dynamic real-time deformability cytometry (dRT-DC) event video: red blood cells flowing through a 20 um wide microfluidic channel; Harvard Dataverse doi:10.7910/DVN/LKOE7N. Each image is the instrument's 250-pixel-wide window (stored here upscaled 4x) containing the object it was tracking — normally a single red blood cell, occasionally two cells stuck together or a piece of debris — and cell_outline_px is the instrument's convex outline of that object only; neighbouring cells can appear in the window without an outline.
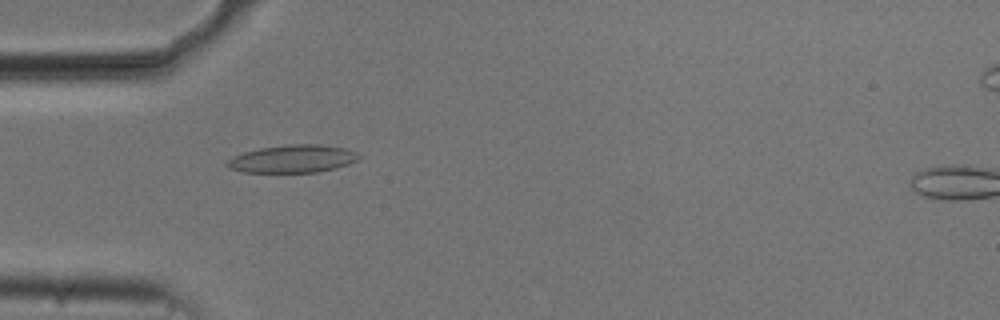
{"species": "common noctule bat (a hibernating species)", "species_latin": "Nyctalus noctula", "temperature_condition": "cold", "stored_images_in_passage": 48, "camera_frame_rate_fps": 3000, "um_per_image_px": 0.085, "animal": {"sex": "male", "body_mass_g": 20.5, "forearm_length_mm": 52.5}, "frame": {"image": 1, "passage_image": 10, "time_ms": 3.0, "image_size_px": [1000, 320], "cell_outline_px": [[360, 160], [336, 168], [316, 172], [244, 172], [228, 168], [224, 164], [232, 156], [244, 152], [260, 148], [288, 144], [320, 144], [344, 148], [356, 152], [360, 156]], "centroid_in_image_um": [24.87, 13.5], "position_along_channel_um": 60.1, "area_um2": 21.39}}
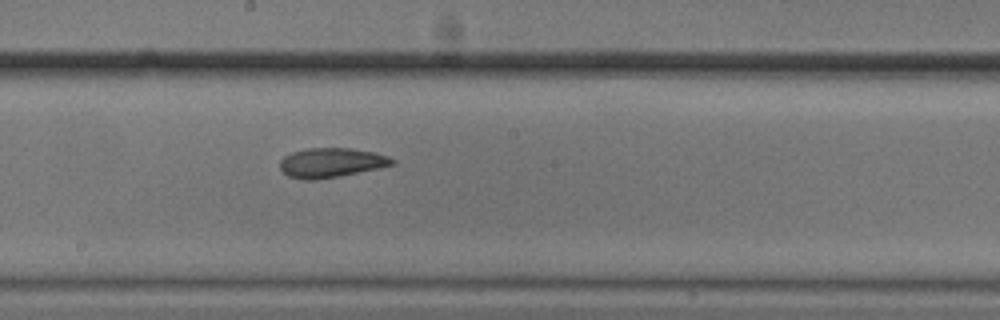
{"frame": {"image": 2, "passage_image": 23, "time_ms": 7.333, "image_size_px": [1000, 320], "cell_outline_px": [[396, 164], [340, 176], [316, 180], [304, 180], [288, 176], [280, 168], [280, 160], [284, 156], [292, 152], [308, 148], [352, 148], [376, 152], [388, 156], [396, 160]], "centroid_in_image_um": [28.17, 13.82], "position_along_channel_um": 220.0, "area_um2": 19.42}}
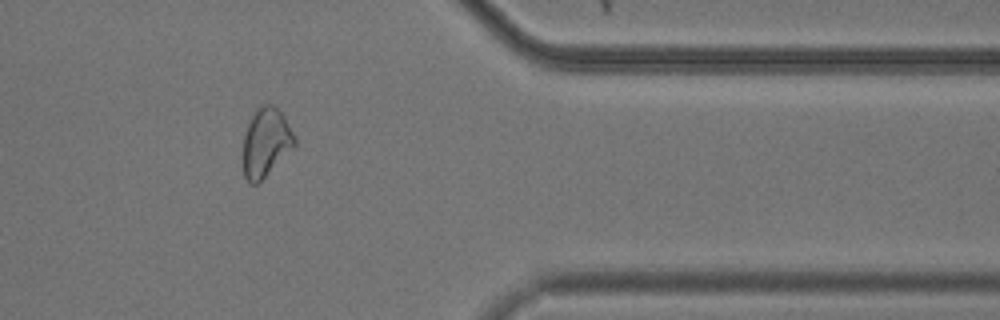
{"frame": {"image": 3, "passage_image": 38, "time_ms": 12.333, "image_size_px": [1000, 320], "cell_outline_px": [[296, 144], [256, 184], [252, 184], [244, 176], [244, 136], [248, 124], [256, 108], [264, 104], [272, 104], [280, 112], [288, 124], [296, 140]], "centroid_in_image_um": [22.59, 12.07], "position_along_channel_um": 388.8, "area_um2": 19.83}, "authors_computed_cell_mechanics": {"area_um2": 20.2011, "velocity_mm_per_s": 3.7387, "shape_relaxation_time_tau1_ms": null, "shape_relaxation_time_tau2_ms": 6.3294, "deformation_change_tau1": null, "deformation_change_tau2": 0.1272}}